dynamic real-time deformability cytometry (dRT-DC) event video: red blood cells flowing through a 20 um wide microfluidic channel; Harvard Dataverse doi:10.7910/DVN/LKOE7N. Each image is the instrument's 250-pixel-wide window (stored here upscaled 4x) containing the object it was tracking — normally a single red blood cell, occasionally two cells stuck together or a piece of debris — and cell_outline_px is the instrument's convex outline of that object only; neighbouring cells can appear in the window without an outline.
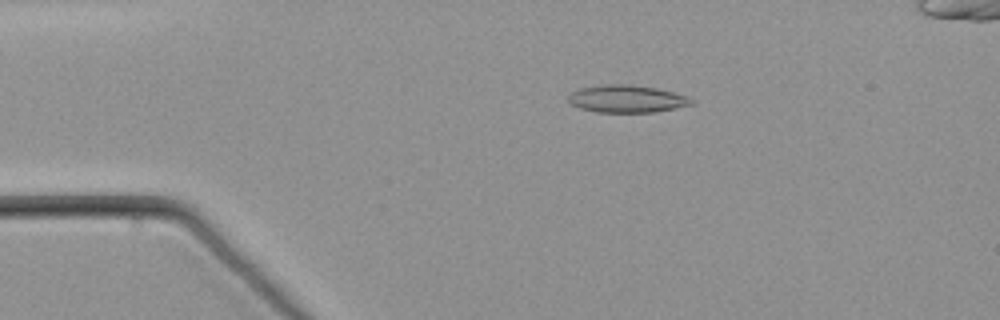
{"species": "common noctule bat (a hibernating species)", "species_latin": "Nyctalus noctula", "temperature_condition": "warm", "stored_images_in_passage": 55, "camera_frame_rate_fps": 3000, "um_per_image_px": 0.085, "animal": {"sex": "male", "body_mass_g": 21.5, "forearm_length_mm": 52.0}, "frame": {"image": 1, "passage_image": 11, "time_ms": 3.333, "image_size_px": [1000, 320], "cell_outline_px": [[696, 104], [652, 112], [596, 112], [580, 108], [572, 104], [568, 100], [568, 96], [572, 92], [580, 88], [604, 84], [628, 84], [656, 88], [688, 96], [696, 100]], "centroid_in_image_um": [53.31, 8.4], "position_along_channel_um": 31.7, "area_um2": 19.71}}
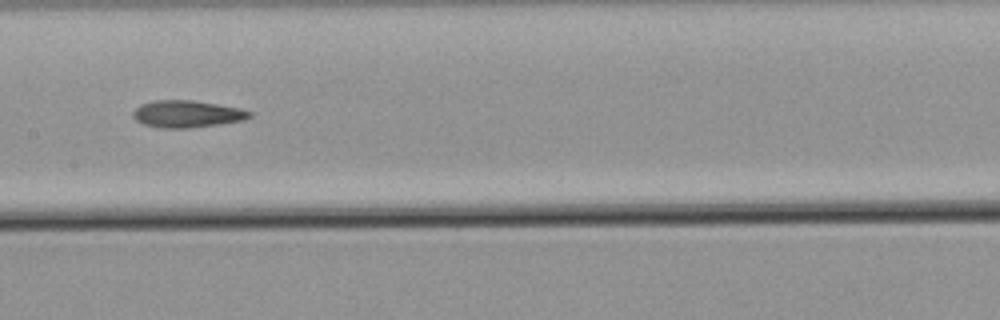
{"frame": {"image": 2, "passage_image": 28, "time_ms": 9.0, "image_size_px": [1000, 320], "cell_outline_px": [[252, 116], [244, 120], [220, 124], [188, 128], [160, 128], [144, 124], [136, 120], [132, 116], [132, 112], [140, 104], [152, 100], [192, 100], [240, 108], [252, 112]], "centroid_in_image_um": [15.88, 9.68], "position_along_channel_um": 191.5, "area_um2": 18.44}}
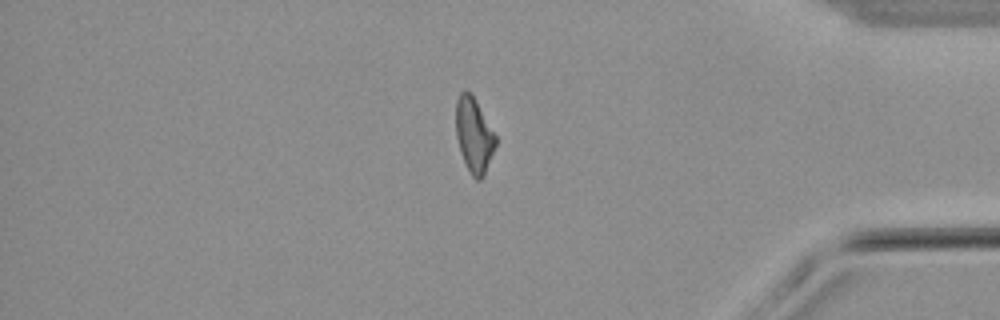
{"frame": {"image": 3, "passage_image": 47, "time_ms": 15.333, "image_size_px": [1000, 320], "cell_outline_px": [[496, 144], [484, 176], [480, 180], [476, 180], [472, 176], [460, 152], [456, 136], [456, 100], [460, 92], [468, 92], [476, 100], [496, 136]], "centroid_in_image_um": [40.28, 11.5], "position_along_channel_um": 394.9, "area_um2": 17.05}}